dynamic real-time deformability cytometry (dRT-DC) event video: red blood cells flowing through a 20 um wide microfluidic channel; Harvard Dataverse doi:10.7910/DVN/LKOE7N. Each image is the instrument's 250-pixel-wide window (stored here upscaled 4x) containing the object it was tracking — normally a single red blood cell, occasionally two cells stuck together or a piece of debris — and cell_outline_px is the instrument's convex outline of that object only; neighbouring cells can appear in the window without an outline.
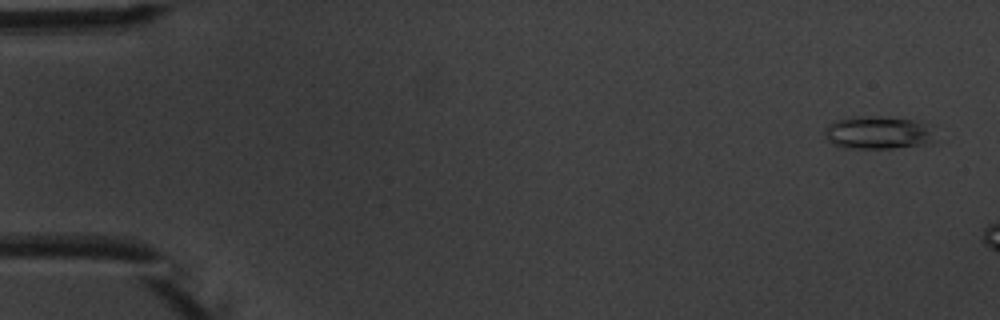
{"species": "common noctule bat (a hibernating species)", "species_latin": "Nyctalus noctula", "temperature_condition": "warm", "stored_images_in_passage": 3, "camera_frame_rate_fps": 3000, "um_per_image_px": 0.085, "animal": {"sex": "male", "body_mass_g": 20.1, "forearm_length_mm": 53.5}, "frame": {"image": 1, "passage_image": 1, "time_ms": 0.0, "image_size_px": [1000, 320], "cell_outline_px": [[936, 140], [932, 144], [892, 148], [840, 148], [832, 144], [824, 136], [824, 128], [828, 124], [836, 120], [860, 116], [912, 120], [924, 124]], "centroid_in_image_um": [74.56, 11.31], "position_along_channel_um": 10.4, "area_um2": 20.92}}